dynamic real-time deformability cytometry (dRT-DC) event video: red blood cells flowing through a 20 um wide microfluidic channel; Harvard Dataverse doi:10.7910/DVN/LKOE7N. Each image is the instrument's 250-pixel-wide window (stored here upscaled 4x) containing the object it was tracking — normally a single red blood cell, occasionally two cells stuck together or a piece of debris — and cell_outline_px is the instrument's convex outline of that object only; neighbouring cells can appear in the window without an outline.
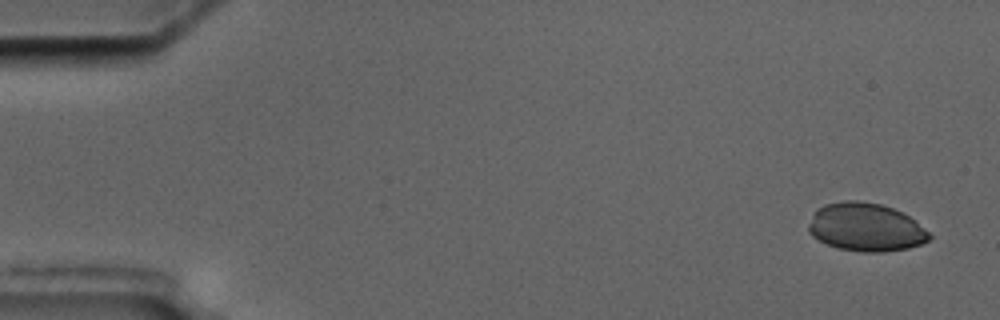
{"species": "common noctule bat (a hibernating species)", "species_latin": "Nyctalus noctula", "temperature_condition": "cold", "stored_images_in_passage": 4, "camera_frame_rate_fps": 3000, "um_per_image_px": 0.085, "animal": {"sex": "male", "body_mass_g": 17.5, "forearm_length_mm": 52.3}, "frame": {"image": 1, "passage_image": 1, "time_ms": 0.0, "image_size_px": [1000, 320], "cell_outline_px": [[932, 236], [928, 240], [920, 244], [908, 248], [884, 252], [864, 252], [840, 248], [828, 244], [812, 236], [808, 232], [808, 224], [816, 208], [824, 204], [844, 200], [856, 200], [880, 204], [892, 208], [908, 216], [924, 228]], "centroid_in_image_um": [73.56, 19.31], "position_along_channel_um": 11.4, "area_um2": 33.76}}